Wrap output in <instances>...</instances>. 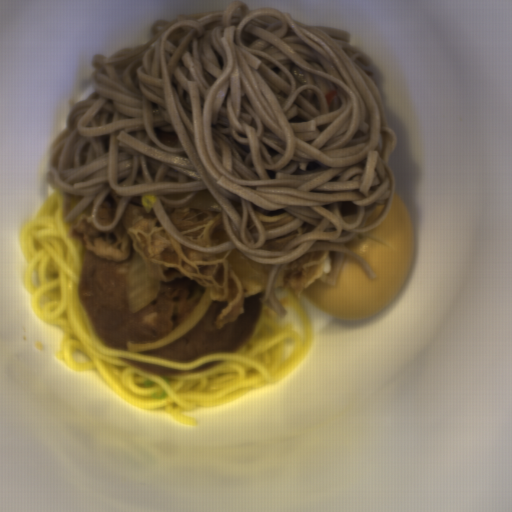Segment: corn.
Returning a JSON list of instances; mask_svg holds the SVG:
<instances>
[{"label":"corn","mask_w":512,"mask_h":512,"mask_svg":"<svg viewBox=\"0 0 512 512\" xmlns=\"http://www.w3.org/2000/svg\"><path fill=\"white\" fill-rule=\"evenodd\" d=\"M141 205L147 211H152L154 208V204L156 202L155 197L153 195H141L140 198Z\"/></svg>","instance_id":"corn-1"}]
</instances>
